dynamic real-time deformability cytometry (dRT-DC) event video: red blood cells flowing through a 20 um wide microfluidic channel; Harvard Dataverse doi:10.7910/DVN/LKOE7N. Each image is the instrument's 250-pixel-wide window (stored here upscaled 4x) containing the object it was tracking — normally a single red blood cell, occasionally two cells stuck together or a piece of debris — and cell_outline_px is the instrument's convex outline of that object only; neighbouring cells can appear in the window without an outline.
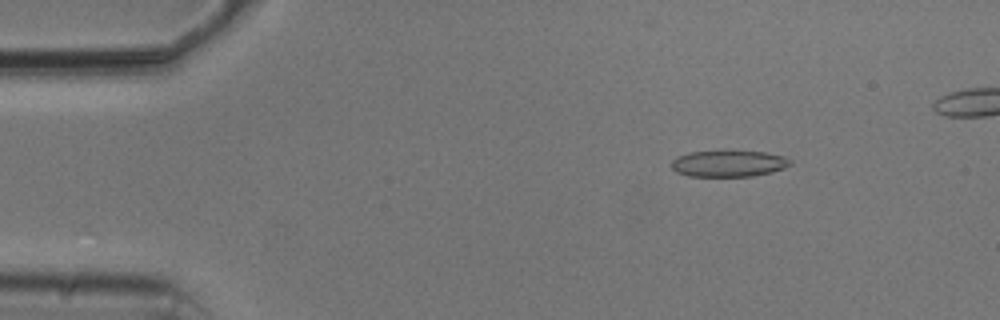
{"species": "common noctule bat (a hibernating species)", "species_latin": "Nyctalus noctula", "temperature_condition": "cold", "stored_images_in_passage": 17, "camera_frame_rate_fps": 3000, "um_per_image_px": 0.085, "animal": {"sex": "male", "body_mass_g": 20.5, "forearm_length_mm": 52.5}, "frame": {"image": 1, "passage_image": 7, "time_ms": 2.0, "image_size_px": [1000, 320], "cell_outline_px": [[792, 164], [784, 168], [772, 172], [752, 176], [688, 176], [676, 172], [672, 168], [672, 160], [676, 156], [688, 152], [764, 152], [784, 156], [792, 160]], "centroid_in_image_um": [61.93, 13.91], "position_along_channel_um": 23.1, "area_um2": 18.09}}